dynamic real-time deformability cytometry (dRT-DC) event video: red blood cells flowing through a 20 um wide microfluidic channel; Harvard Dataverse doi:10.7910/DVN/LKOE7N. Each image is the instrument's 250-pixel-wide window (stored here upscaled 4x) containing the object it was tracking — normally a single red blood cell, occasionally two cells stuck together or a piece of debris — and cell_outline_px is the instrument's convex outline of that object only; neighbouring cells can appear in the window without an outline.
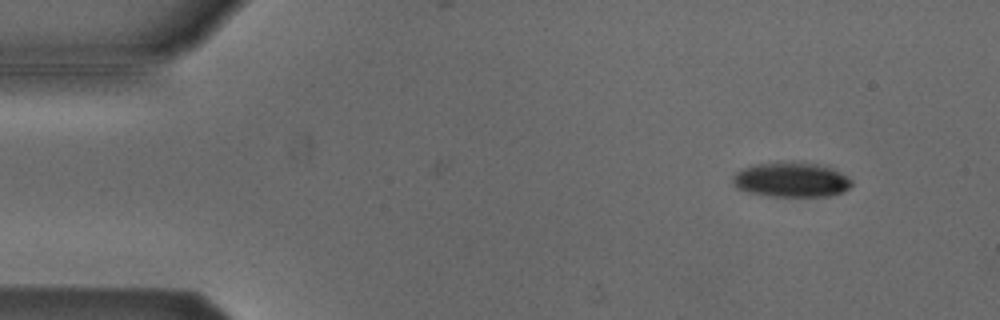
{"species": "Egyptian fruit bat (a non-hibernating species)", "species_latin": "Rousettus aegyptiacus", "temperature_condition": "cold", "stored_images_in_passage": 7, "camera_frame_rate_fps": 3000, "um_per_image_px": 0.085, "animal": {"sex": "male"}, "frame": {"image": 1, "passage_image": 5, "time_ms": 1.333, "image_size_px": [1000, 320], "cell_outline_px": [[852, 184], [848, 188], [840, 192], [828, 196], [772, 196], [748, 192], [736, 188], [732, 184], [732, 176], [740, 168], [756, 164], [792, 160], [828, 164], [848, 176], [852, 180]], "centroid_in_image_um": [67.26, 15.23], "position_along_channel_um": 17.7, "area_um2": 24.85}}